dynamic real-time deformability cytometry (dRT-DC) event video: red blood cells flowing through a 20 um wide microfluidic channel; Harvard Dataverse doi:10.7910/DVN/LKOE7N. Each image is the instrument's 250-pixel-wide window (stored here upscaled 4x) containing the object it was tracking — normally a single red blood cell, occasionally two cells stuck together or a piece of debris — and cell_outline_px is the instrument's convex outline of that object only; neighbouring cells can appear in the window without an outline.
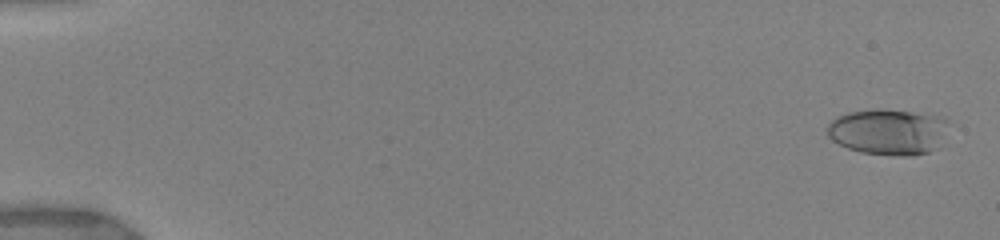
{"species": "human", "species_latin": "Homo sapiens", "temperature_condition": "warm", "stored_images_in_passage": 18, "camera_frame_rate_fps": 3000, "um_per_image_px": 0.085, "donor": {"sex": "female"}, "frame": {"image": 1, "passage_image": 2, "time_ms": 0.333, "image_size_px": [1000, 240], "cell_outline_px": [[944, 120], [940, 148], [928, 152], [912, 156], [896, 156], [860, 152], [848, 148], [832, 140], [828, 136], [828, 124], [836, 116], [848, 112], [876, 108], [880, 108], [936, 116]], "centroid_in_image_um": [75.41, 11.22], "position_along_channel_um": 9.6, "area_um2": 32.08}}
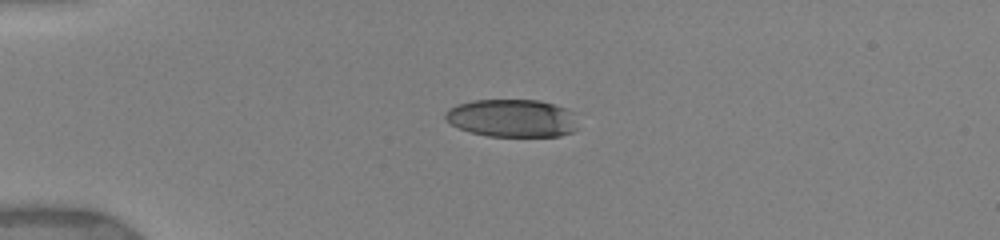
{"frame": {"image": 2, "passage_image": 12, "time_ms": 4.333, "image_size_px": [1000, 240], "cell_outline_px": [[576, 128], [572, 132], [560, 136], [488, 136], [468, 132], [444, 120], [444, 112], [448, 108], [456, 104], [472, 100], [540, 100], [564, 108], [572, 112]], "centroid_in_image_um": [43.45, 10.04], "position_along_channel_um": 41.6, "area_um2": 29.25}}
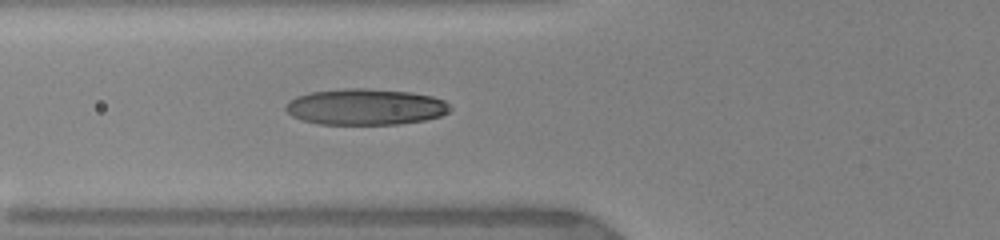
{"frame": {"image": 3, "passage_image": 18, "time_ms": 6.667, "image_size_px": [1000, 240], "cell_outline_px": [[452, 108], [448, 112], [440, 116], [424, 120], [400, 124], [320, 124], [304, 120], [292, 116], [284, 108], [284, 104], [288, 100], [296, 96], [308, 92], [344, 88], [364, 88], [412, 92], [432, 96], [444, 100]], "centroid_in_image_um": [31.04, 9.07], "position_along_channel_um": 94.8, "area_um2": 34.85}}